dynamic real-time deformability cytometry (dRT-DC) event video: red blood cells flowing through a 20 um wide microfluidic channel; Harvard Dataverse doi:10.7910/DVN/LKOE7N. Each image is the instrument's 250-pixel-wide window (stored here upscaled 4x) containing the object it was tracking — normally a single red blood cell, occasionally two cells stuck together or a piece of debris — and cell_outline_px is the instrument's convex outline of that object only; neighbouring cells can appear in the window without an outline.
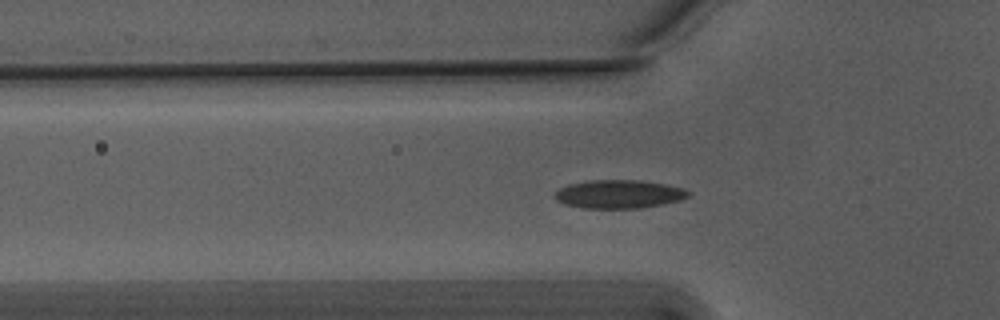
{"species": "Egyptian fruit bat (a non-hibernating species)", "species_latin": "Rousettus aegyptiacus", "temperature_condition": "warm", "stored_images_in_passage": 36, "camera_frame_rate_fps": 3000, "um_per_image_px": 0.085, "animal": {"sex": "male"}, "frame": {"image": 1, "passage_image": 8, "time_ms": 2.333, "image_size_px": [1000, 320], "cell_outline_px": [[692, 192], [688, 196], [680, 200], [664, 204], [640, 208], [584, 208], [564, 204], [556, 200], [552, 196], [560, 188], [568, 184], [588, 180], [640, 180], [664, 184], [684, 188]], "centroid_in_image_um": [52.6, 16.5], "position_along_channel_um": 73.2, "area_um2": 22.25}}
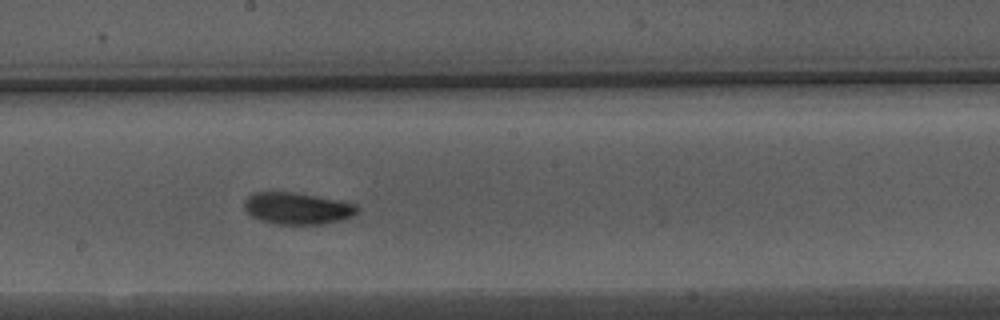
{"frame": {"image": 2, "passage_image": 20, "time_ms": 6.333, "image_size_px": [1000, 320], "cell_outline_px": [[360, 208], [352, 216], [340, 220], [320, 224], [272, 224], [260, 220], [252, 216], [244, 208], [244, 200], [252, 192], [292, 192], [316, 196], [356, 204]], "centroid_in_image_um": [25.23, 17.71], "position_along_channel_um": 223.0, "area_um2": 20.81}}
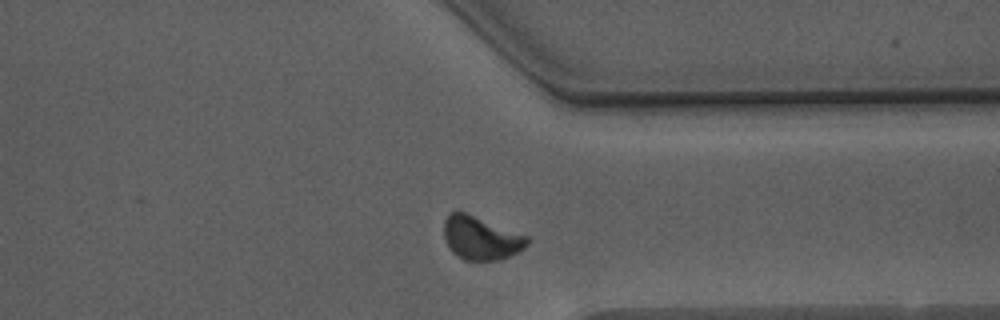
{"frame": {"image": 3, "passage_image": 32, "time_ms": 10.333, "image_size_px": [1000, 320], "cell_outline_px": [[528, 244], [524, 248], [500, 260], [464, 260], [456, 256], [452, 252], [444, 236], [444, 220], [448, 212], [464, 212], [528, 236]], "centroid_in_image_um": [40.85, 20.24], "position_along_channel_um": 370.6, "area_um2": 20.81}, "authors_computed_cell_mechanics": {"area_um2": 20.8369, "velocity_mm_per_s": 3.7441, "shape_relaxation_time_tau1_ms": 3.4146, "shape_relaxation_time_tau2_ms": 2.9124, "deformation_change_tau1": 0.1174, "deformation_change_tau2": 0.0658}}